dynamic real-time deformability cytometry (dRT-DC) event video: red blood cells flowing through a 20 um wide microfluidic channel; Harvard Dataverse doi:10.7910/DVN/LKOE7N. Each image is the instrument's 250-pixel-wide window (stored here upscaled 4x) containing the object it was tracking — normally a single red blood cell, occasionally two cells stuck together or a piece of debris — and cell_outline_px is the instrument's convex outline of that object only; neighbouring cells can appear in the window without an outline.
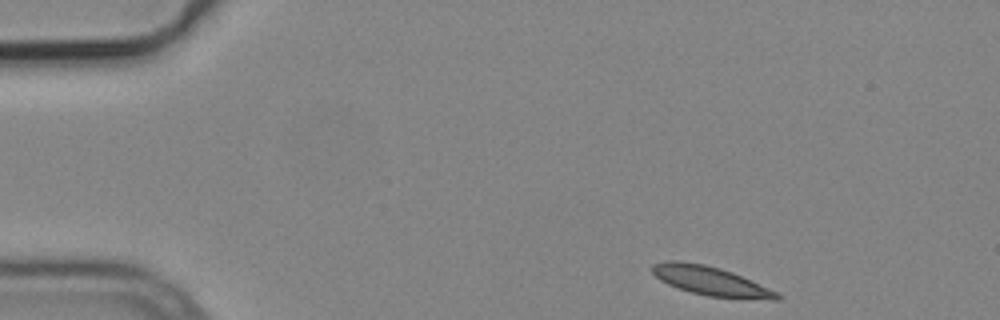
{"species": "common noctule bat (a hibernating species)", "species_latin": "Nyctalus noctula", "temperature_condition": "cold", "stored_images_in_passage": 6, "camera_frame_rate_fps": 3000, "um_per_image_px": 0.085, "animal": {"sex": "male", "body_mass_g": 19.2, "forearm_length_mm": 51.8}, "frame": {"image": 1, "passage_image": 1, "time_ms": 0.0, "image_size_px": [1000, 320], "cell_outline_px": [[784, 296], [780, 300], [772, 300], [708, 296], [692, 292], [668, 284], [660, 280], [652, 272], [652, 264], [668, 260], [676, 260], [704, 264], [720, 268], [732, 272], [776, 292]], "centroid_in_image_um": [60.4, 23.88], "position_along_channel_um": 24.6, "area_um2": 20.81}}
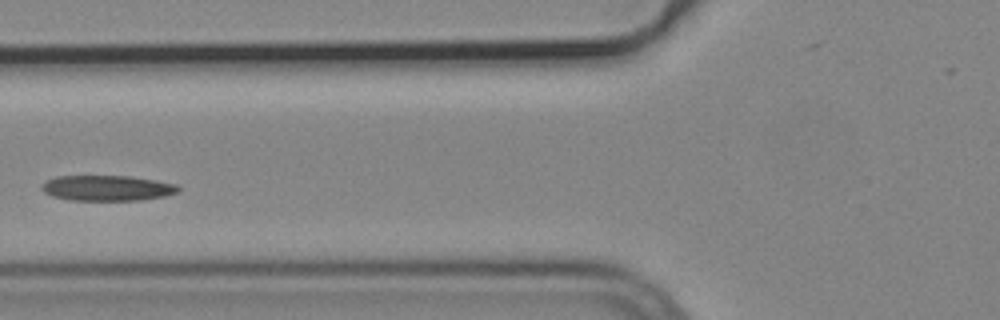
{"frame": {"image": 2, "passage_image": 5, "time_ms": 1.333, "image_size_px": [1000, 320], "cell_outline_px": [[180, 188], [176, 192], [164, 196], [140, 200], [72, 200], [52, 196], [44, 192], [40, 188], [48, 180], [56, 176], [128, 176], [156, 180], [176, 184]], "centroid_in_image_um": [9.11, 15.98], "position_along_channel_um": 116.7, "area_um2": 20.06}}
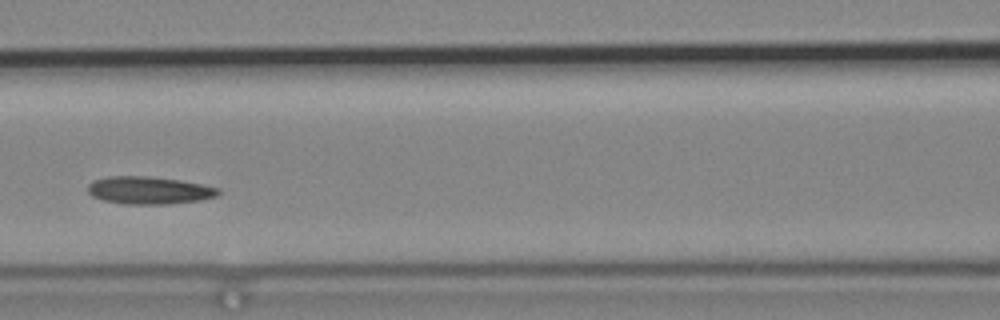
{"frame": {"image": 3, "passage_image": 6, "time_ms": 1.667, "image_size_px": [1000, 320], "cell_outline_px": [[220, 192], [216, 196], [200, 200], [172, 204], [124, 204], [104, 200], [92, 196], [88, 192], [88, 184], [92, 180], [108, 176], [144, 176], [180, 180], [220, 188]], "centroid_in_image_um": [12.65, 16.18], "position_along_channel_um": 153.9, "area_um2": 20.98}}